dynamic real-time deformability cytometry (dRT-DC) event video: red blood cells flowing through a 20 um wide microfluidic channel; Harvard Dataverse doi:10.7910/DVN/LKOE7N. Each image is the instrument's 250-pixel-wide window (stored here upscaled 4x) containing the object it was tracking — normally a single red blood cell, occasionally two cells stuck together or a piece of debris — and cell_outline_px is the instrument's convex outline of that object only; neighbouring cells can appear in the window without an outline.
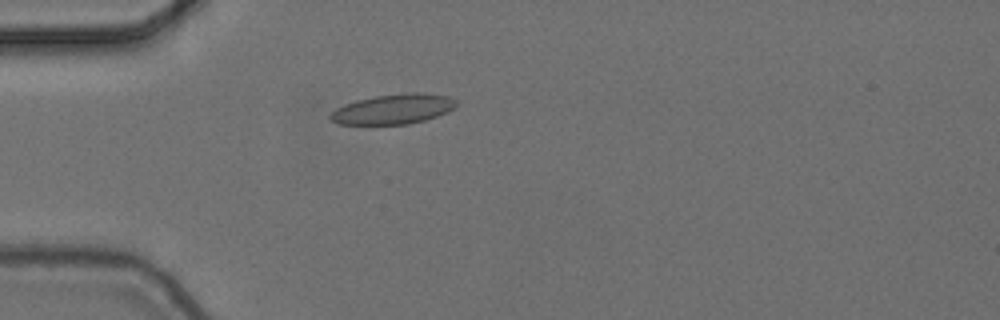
{"species": "common noctule bat (a hibernating species)", "species_latin": "Nyctalus noctula", "temperature_condition": "cold", "stored_images_in_passage": 5, "camera_frame_rate_fps": 3000, "um_per_image_px": 0.085, "animal": {"sex": "female", "body_mass_g": 24.6, "forearm_length_mm": 56.2}, "frame": {"image": 1, "passage_image": 5, "time_ms": 1.333, "image_size_px": [1000, 320], "cell_outline_px": [[456, 108], [448, 112], [424, 120], [408, 124], [336, 124], [328, 116], [336, 108], [344, 104], [356, 100], [376, 96], [412, 92], [424, 92], [448, 96], [456, 100]], "centroid_in_image_um": [33.44, 9.26], "position_along_channel_um": 51.6, "area_um2": 22.02}}